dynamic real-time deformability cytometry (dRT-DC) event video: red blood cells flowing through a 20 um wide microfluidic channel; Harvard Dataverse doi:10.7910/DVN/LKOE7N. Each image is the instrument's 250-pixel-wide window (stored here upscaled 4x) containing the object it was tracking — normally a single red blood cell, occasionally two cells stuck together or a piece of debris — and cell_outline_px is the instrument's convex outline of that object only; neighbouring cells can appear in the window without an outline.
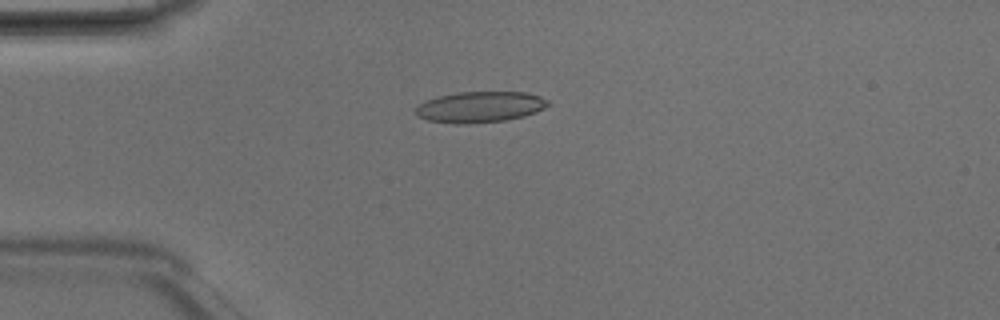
{"species": "Egyptian fruit bat (a non-hibernating species)", "species_latin": "Rousettus aegyptiacus", "temperature_condition": "room temperature", "stored_images_in_passage": 2, "camera_frame_rate_fps": 3000, "um_per_image_px": 0.085, "animal": {"sex": "male"}, "frame": {"image": 1, "passage_image": 1, "time_ms": 0.0, "image_size_px": [1000, 320], "cell_outline_px": [[548, 104], [544, 108], [536, 112], [524, 116], [504, 120], [464, 124], [456, 124], [428, 120], [416, 116], [416, 108], [420, 104], [436, 96], [456, 92], [524, 92], [540, 96], [548, 100]], "centroid_in_image_um": [40.78, 9.09], "position_along_channel_um": 44.2, "area_um2": 23.76}}